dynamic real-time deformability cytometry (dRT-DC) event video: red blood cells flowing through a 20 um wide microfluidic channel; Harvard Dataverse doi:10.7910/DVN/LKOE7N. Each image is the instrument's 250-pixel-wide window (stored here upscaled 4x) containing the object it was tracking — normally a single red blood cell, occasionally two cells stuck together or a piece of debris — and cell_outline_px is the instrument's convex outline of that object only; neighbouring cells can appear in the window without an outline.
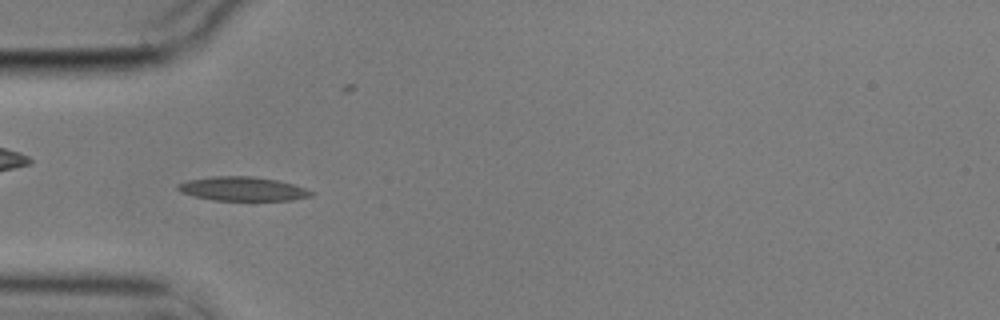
{"species": "common noctule bat (a hibernating species)", "species_latin": "Nyctalus noctula", "temperature_condition": "cold", "stored_images_in_passage": 56, "camera_frame_rate_fps": 3000, "um_per_image_px": 0.085, "animal": {"sex": "male", "body_mass_g": 17.9}, "frame": {"image": 1, "passage_image": 17, "time_ms": 5.333, "image_size_px": [1000, 320], "cell_outline_px": [[312, 196], [292, 200], [212, 200], [192, 196], [180, 192], [176, 188], [176, 184], [188, 180], [216, 176], [252, 176], [276, 180], [292, 184], [304, 188], [312, 192]], "centroid_in_image_um": [20.56, 16.05], "position_along_channel_um": 64.4, "area_um2": 18.55}}
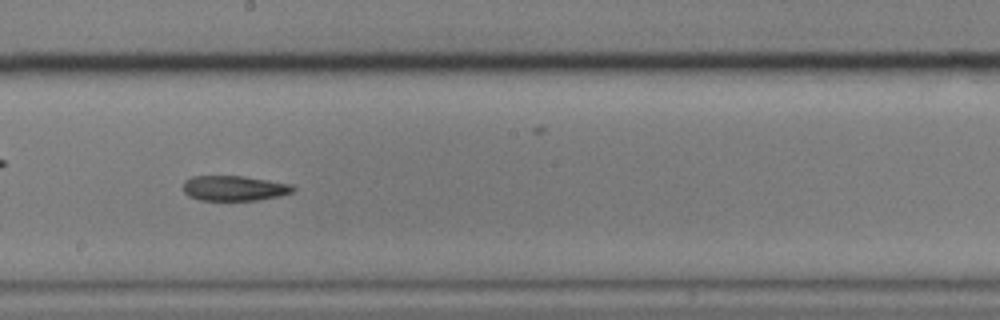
{"frame": {"image": 2, "passage_image": 31, "time_ms": 10.0, "image_size_px": [1000, 320], "cell_outline_px": [[296, 188], [292, 192], [280, 196], [260, 200], [200, 200], [188, 196], [184, 192], [184, 180], [192, 176], [244, 176], [292, 184]], "centroid_in_image_um": [19.92, 16.0], "position_along_channel_um": 228.3, "area_um2": 16.18}}
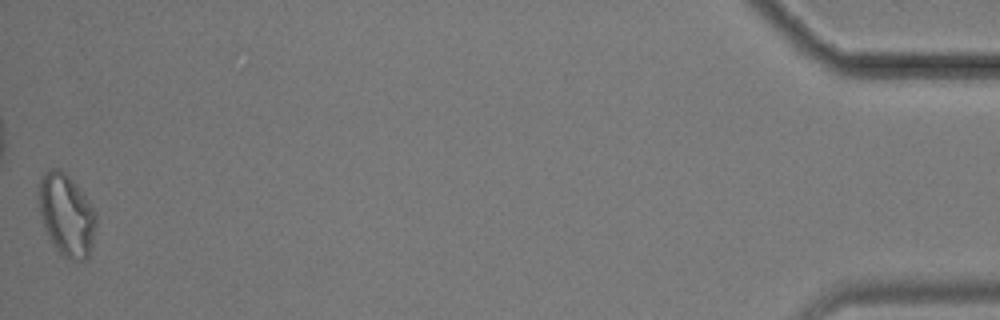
{"frame": {"image": 3, "passage_image": 56, "time_ms": 18.333, "image_size_px": [1000, 320], "cell_outline_px": [[96, 224], [92, 244], [88, 256], [84, 260], [72, 260], [64, 256], [56, 248], [44, 232], [36, 192], [40, 180], [44, 172], [48, 168], [60, 168], [68, 176], [88, 200], [96, 212]], "centroid_in_image_um": [5.61, 18.25], "position_along_channel_um": 429.6, "area_um2": 27.57}}